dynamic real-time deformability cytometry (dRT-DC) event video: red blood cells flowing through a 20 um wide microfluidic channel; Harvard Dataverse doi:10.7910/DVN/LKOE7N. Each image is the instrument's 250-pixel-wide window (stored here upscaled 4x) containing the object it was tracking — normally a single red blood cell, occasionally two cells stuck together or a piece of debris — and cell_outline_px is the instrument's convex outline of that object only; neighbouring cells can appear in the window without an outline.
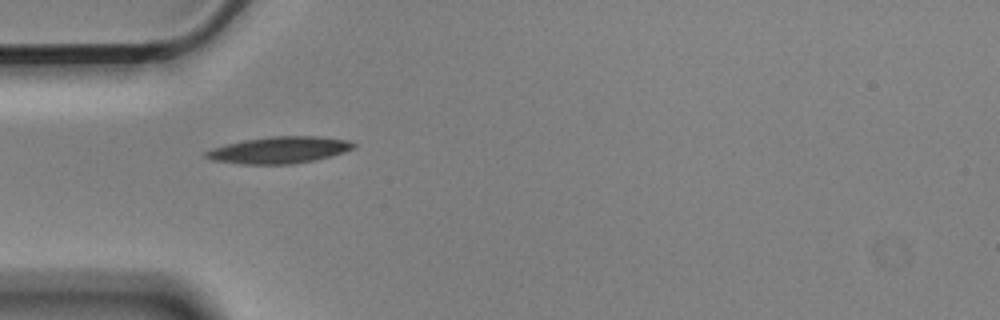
{"species": "Egyptian fruit bat (a non-hibernating species)", "species_latin": "Rousettus aegyptiacus", "temperature_condition": "cold", "stored_images_in_passage": 18, "camera_frame_rate_fps": 3000, "um_per_image_px": 0.085, "animal": {"sex": "male"}, "frame": {"image": 1, "passage_image": 1, "time_ms": 0.0, "image_size_px": [1000, 320], "cell_outline_px": [[356, 148], [332, 156], [316, 160], [292, 164], [240, 164], [212, 160], [204, 156], [204, 152], [212, 148], [224, 144], [244, 140], [272, 136], [316, 136], [348, 140], [356, 144]], "centroid_in_image_um": [23.74, 12.75], "position_along_channel_um": 61.3, "area_um2": 23.12}}
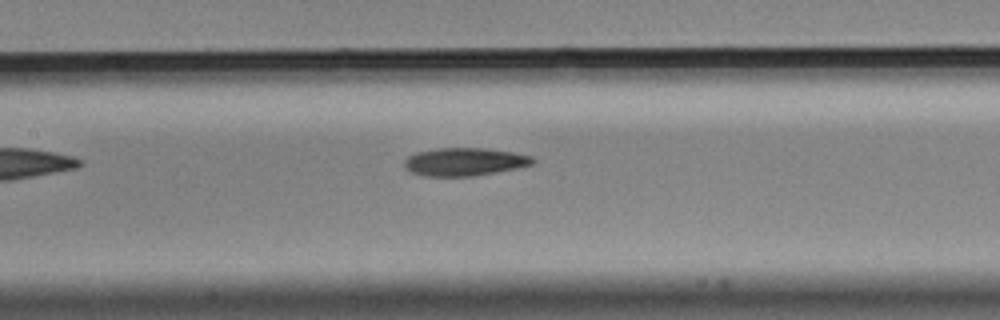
{"frame": {"image": 2, "passage_image": 10, "time_ms": 3.0, "image_size_px": [1000, 320], "cell_outline_px": [[536, 160], [532, 164], [520, 168], [472, 176], [424, 176], [412, 172], [404, 168], [404, 160], [408, 156], [416, 152], [436, 148], [484, 148], [512, 152], [532, 156]], "centroid_in_image_um": [39.48, 13.75], "position_along_channel_um": 167.9, "area_um2": 21.04}}
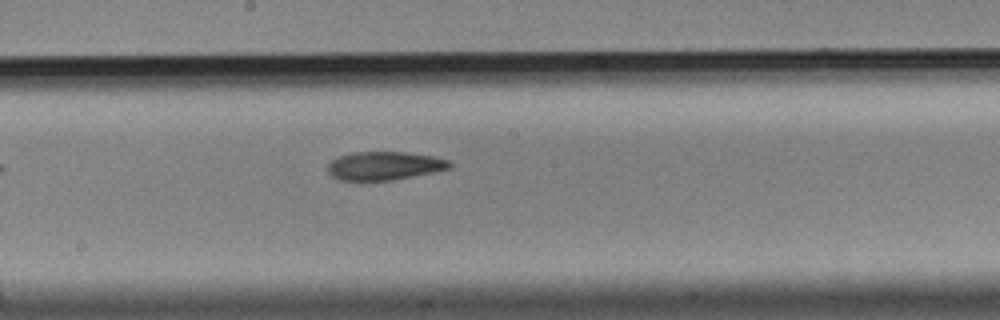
{"frame": {"image": 3, "passage_image": 14, "time_ms": 4.333, "image_size_px": [1000, 320], "cell_outline_px": [[452, 168], [392, 180], [336, 180], [328, 172], [328, 164], [332, 160], [340, 156], [352, 152], [404, 152], [432, 156], [448, 160], [452, 164]], "centroid_in_image_um": [32.65, 14.09], "position_along_channel_um": 215.5, "area_um2": 20.06}}